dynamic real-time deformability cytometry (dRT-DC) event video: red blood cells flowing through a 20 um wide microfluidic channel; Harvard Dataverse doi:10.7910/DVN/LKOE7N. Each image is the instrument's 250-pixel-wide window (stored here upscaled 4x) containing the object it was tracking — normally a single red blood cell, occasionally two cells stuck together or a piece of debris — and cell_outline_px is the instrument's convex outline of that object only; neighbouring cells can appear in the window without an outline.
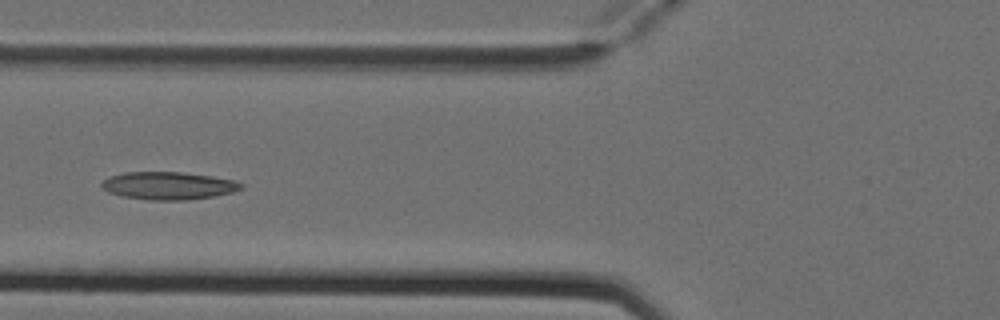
{"species": "Egyptian fruit bat (a non-hibernating species)", "species_latin": "Rousettus aegyptiacus", "temperature_condition": "cold", "stored_images_in_passage": 5, "camera_frame_rate_fps": 3000, "um_per_image_px": 0.085, "animal": {"sex": "female"}, "frame": {"image": 1, "passage_image": 4, "time_ms": 1.0, "image_size_px": [1000, 320], "cell_outline_px": [[244, 188], [232, 192], [216, 196], [184, 200], [148, 200], [120, 196], [108, 192], [100, 184], [108, 176], [124, 172], [184, 172], [212, 176], [232, 180], [244, 184]], "centroid_in_image_um": [14.31, 15.78], "position_along_channel_um": 111.5, "area_um2": 22.66}}
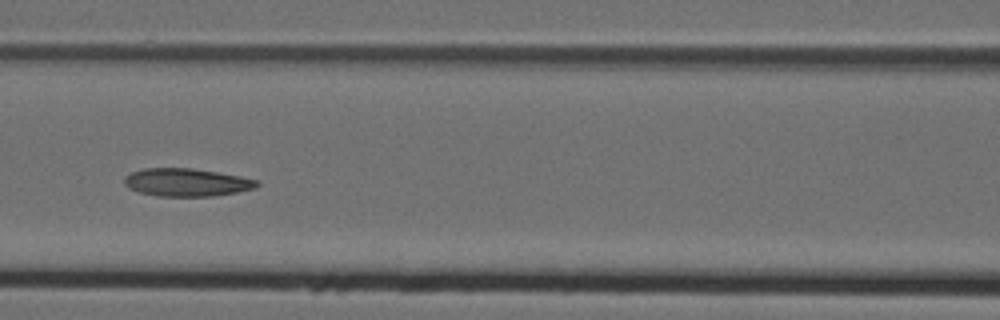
{"frame": {"image": 2, "passage_image": 5, "time_ms": 1.333, "image_size_px": [1000, 320], "cell_outline_px": [[260, 184], [256, 188], [236, 192], [212, 196], [160, 196], [140, 192], [128, 188], [124, 184], [124, 176], [132, 172], [144, 168], [192, 168], [240, 176], [260, 180]], "centroid_in_image_um": [15.87, 15.49], "position_along_channel_um": 150.7, "area_um2": 21.56}}